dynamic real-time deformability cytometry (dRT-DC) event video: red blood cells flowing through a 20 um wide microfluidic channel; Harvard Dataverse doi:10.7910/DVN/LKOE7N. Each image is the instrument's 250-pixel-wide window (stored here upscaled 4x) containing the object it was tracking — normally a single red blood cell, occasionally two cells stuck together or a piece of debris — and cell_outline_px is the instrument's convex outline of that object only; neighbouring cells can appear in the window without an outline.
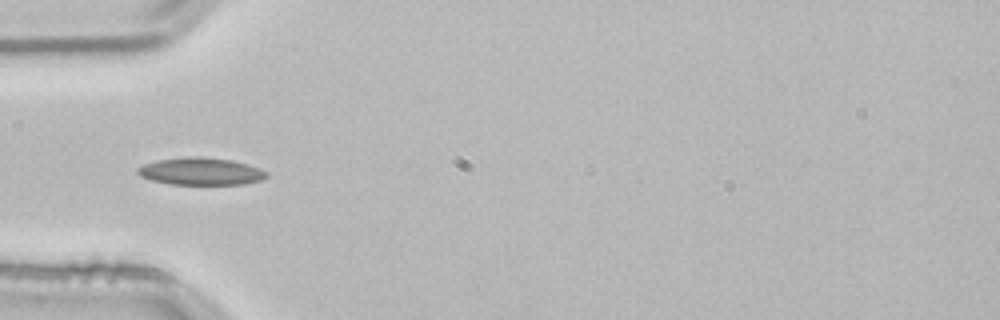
{"species": "common noctule bat (a hibernating species)", "species_latin": "Nyctalus noctula", "temperature_condition": "room temperature", "stored_images_in_passage": 3, "camera_frame_rate_fps": 3000, "um_per_image_px": 0.085, "animal": {"sex": "male", "body_mass_g": 21.5, "forearm_length_mm": 52.0}, "frame": {"image": 1, "passage_image": 3, "time_ms": 0.667, "image_size_px": [1000, 320], "cell_outline_px": [[268, 176], [260, 180], [244, 184], [168, 184], [152, 180], [140, 176], [136, 172], [136, 168], [144, 164], [156, 160], [188, 156], [196, 156], [232, 160], [248, 164], [268, 172]], "centroid_in_image_um": [17.04, 14.56], "position_along_channel_um": 68.0, "area_um2": 20.58}}